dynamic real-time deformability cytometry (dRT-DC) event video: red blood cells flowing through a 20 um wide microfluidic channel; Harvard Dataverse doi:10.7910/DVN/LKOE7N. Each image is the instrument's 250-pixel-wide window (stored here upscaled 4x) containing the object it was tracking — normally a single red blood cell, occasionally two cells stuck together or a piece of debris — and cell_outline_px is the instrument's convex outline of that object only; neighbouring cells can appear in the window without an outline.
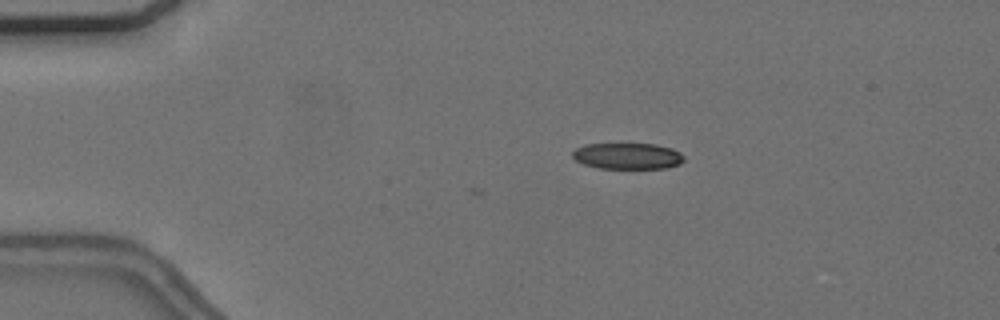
{"species": "common noctule bat (a hibernating species)", "species_latin": "Nyctalus noctula", "temperature_condition": "cold", "stored_images_in_passage": 2, "camera_frame_rate_fps": 3000, "um_per_image_px": 0.085, "animal": {"sex": "female", "body_mass_g": 24.6, "forearm_length_mm": 56.2}, "frame": {"image": 1, "passage_image": 1, "time_ms": 0.0, "image_size_px": [1000, 320], "cell_outline_px": [[684, 160], [680, 164], [668, 168], [600, 168], [584, 164], [576, 160], [572, 156], [572, 152], [576, 148], [584, 144], [656, 144], [672, 148], [680, 152], [684, 156]], "centroid_in_image_um": [53.37, 13.26], "position_along_channel_um": 31.6, "area_um2": 17.05}}